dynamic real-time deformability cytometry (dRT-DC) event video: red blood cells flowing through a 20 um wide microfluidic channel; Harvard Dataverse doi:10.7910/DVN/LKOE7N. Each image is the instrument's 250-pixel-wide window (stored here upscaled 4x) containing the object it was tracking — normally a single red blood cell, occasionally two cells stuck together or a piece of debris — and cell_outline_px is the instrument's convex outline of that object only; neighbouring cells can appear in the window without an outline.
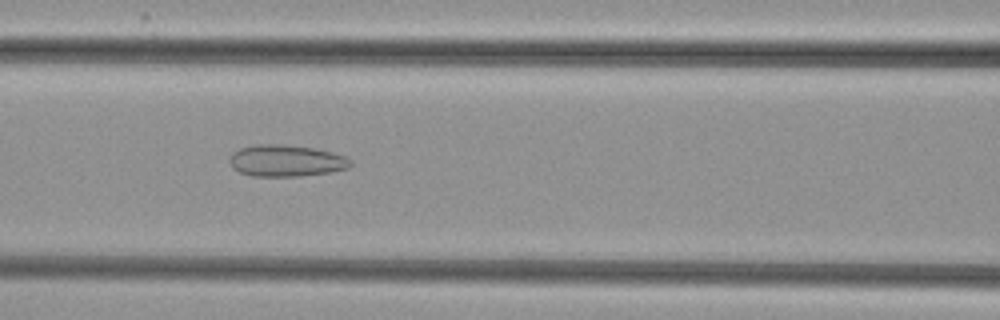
{"species": "common noctule bat (a hibernating species)", "species_latin": "Nyctalus noctula", "temperature_condition": "cold", "stored_images_in_passage": 47, "camera_frame_rate_fps": 3000, "um_per_image_px": 0.085, "animal": {"sex": "female", "body_mass_g": 29.2, "forearm_length_mm": 56.3}, "frame": {"image": 1, "passage_image": 17, "time_ms": 5.333, "image_size_px": [1000, 320], "cell_outline_px": [[352, 164], [348, 168], [328, 172], [300, 176], [252, 176], [240, 172], [232, 168], [228, 160], [228, 156], [232, 152], [240, 148], [256, 144], [280, 144], [316, 148], [332, 152], [344, 156], [352, 160]], "centroid_in_image_um": [24.28, 13.65], "position_along_channel_um": 142.3, "area_um2": 22.48}}
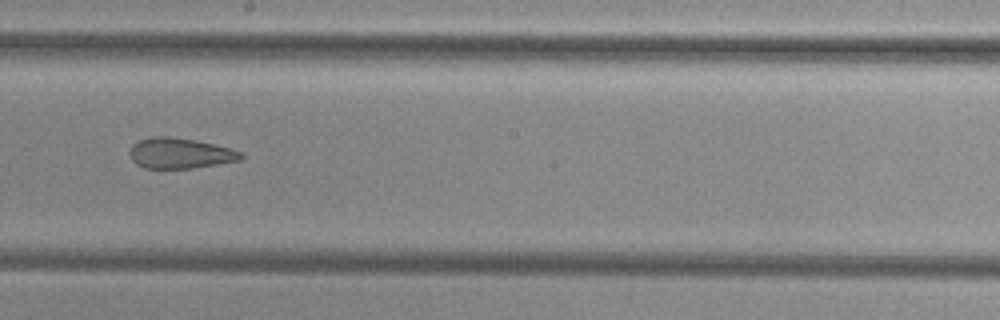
{"frame": {"image": 2, "passage_image": 24, "time_ms": 7.667, "image_size_px": [1000, 320], "cell_outline_px": [[244, 156], [240, 160], [192, 168], [144, 168], [136, 164], [132, 160], [128, 152], [132, 144], [140, 140], [152, 136], [168, 136], [196, 140], [232, 148], [244, 152]], "centroid_in_image_um": [15.3, 13.02], "position_along_channel_um": 232.9, "area_um2": 19.94}}
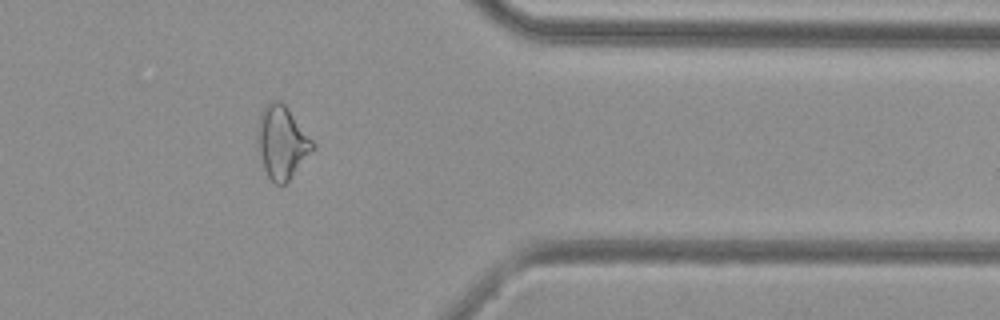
{"frame": {"image": 3, "passage_image": 37, "time_ms": 12.0, "image_size_px": [1000, 320], "cell_outline_px": [[316, 148], [288, 180], [284, 184], [276, 184], [268, 176], [264, 168], [256, 144], [256, 128], [260, 112], [264, 104], [268, 100], [280, 100], [288, 108], [316, 144]], "centroid_in_image_um": [23.94, 12.04], "position_along_channel_um": 387.5, "area_um2": 23.76}}